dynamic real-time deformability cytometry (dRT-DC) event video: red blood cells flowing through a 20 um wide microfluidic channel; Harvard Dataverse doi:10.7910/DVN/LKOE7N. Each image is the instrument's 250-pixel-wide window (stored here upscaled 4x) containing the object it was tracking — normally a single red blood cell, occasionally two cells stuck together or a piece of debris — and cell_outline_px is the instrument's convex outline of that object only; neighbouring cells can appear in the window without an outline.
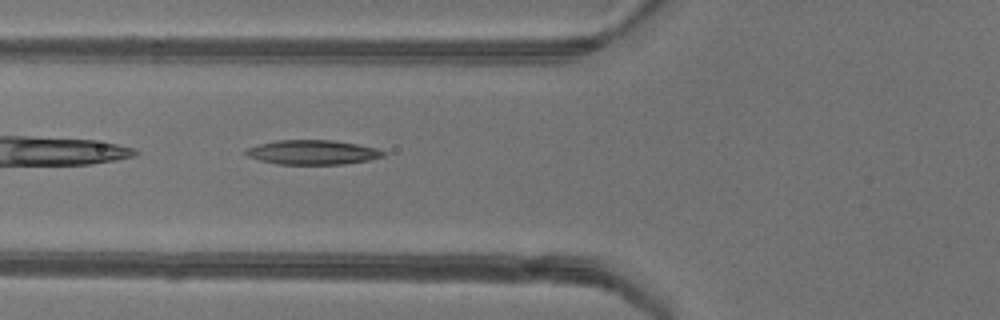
{"species": "common noctule bat (a hibernating species)", "species_latin": "Nyctalus noctula", "temperature_condition": "warm", "stored_images_in_passage": 33, "camera_frame_rate_fps": 3000, "um_per_image_px": 0.085, "animal": {"sex": "female"}, "frame": {"image": 1, "passage_image": 3, "time_ms": 0.667, "image_size_px": [1000, 320], "cell_outline_px": [[384, 156], [368, 160], [344, 164], [276, 164], [260, 160], [248, 156], [244, 152], [248, 148], [260, 144], [276, 140], [332, 140], [356, 144], [376, 148], [384, 152]], "centroid_in_image_um": [26.56, 12.94], "position_along_channel_um": 99.2, "area_um2": 19.36}}
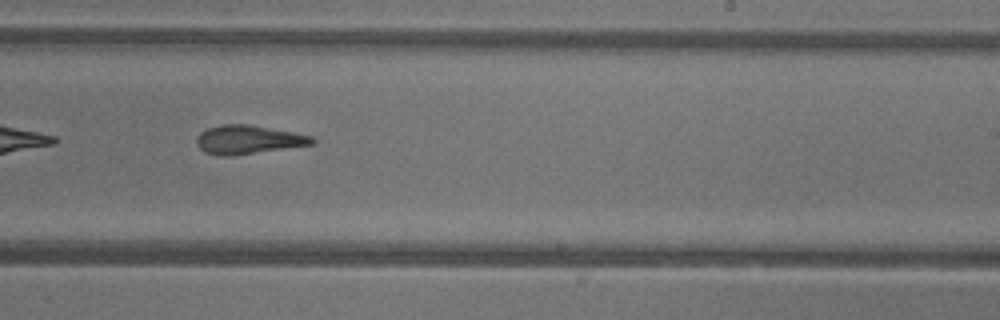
{"frame": {"image": 2, "passage_image": 15, "time_ms": 4.667, "image_size_px": [1000, 320], "cell_outline_px": [[316, 144], [232, 156], [220, 156], [204, 152], [196, 144], [196, 136], [200, 132], [208, 128], [224, 124], [252, 124], [312, 136], [316, 140]], "centroid_in_image_um": [21.1, 11.87], "position_along_channel_um": 267.9, "area_um2": 19.54}}
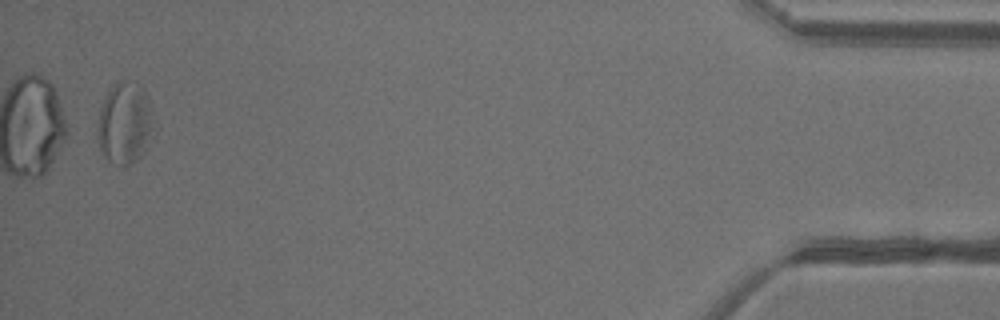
{"frame": {"image": 3, "passage_image": 32, "time_ms": 10.333, "image_size_px": [1000, 320], "cell_outline_px": [[152, 104], [148, 132], [144, 152], [136, 160], [128, 164], [120, 164], [108, 160], [104, 156], [96, 140], [96, 124], [100, 108], [104, 96], [116, 80], [132, 80], [140, 84], [144, 88]], "centroid_in_image_um": [10.52, 10.38], "position_along_channel_um": 424.7, "area_um2": 26.59}, "authors_computed_cell_mechanics": {"area_um2": 19.941, "velocity_mm_per_s": 4.2134, "shape_relaxation_time_tau1_ms": null, "shape_relaxation_time_tau2_ms": 8.2007, "deformation_change_tau1": null, "deformation_change_tau2": 0.207}}